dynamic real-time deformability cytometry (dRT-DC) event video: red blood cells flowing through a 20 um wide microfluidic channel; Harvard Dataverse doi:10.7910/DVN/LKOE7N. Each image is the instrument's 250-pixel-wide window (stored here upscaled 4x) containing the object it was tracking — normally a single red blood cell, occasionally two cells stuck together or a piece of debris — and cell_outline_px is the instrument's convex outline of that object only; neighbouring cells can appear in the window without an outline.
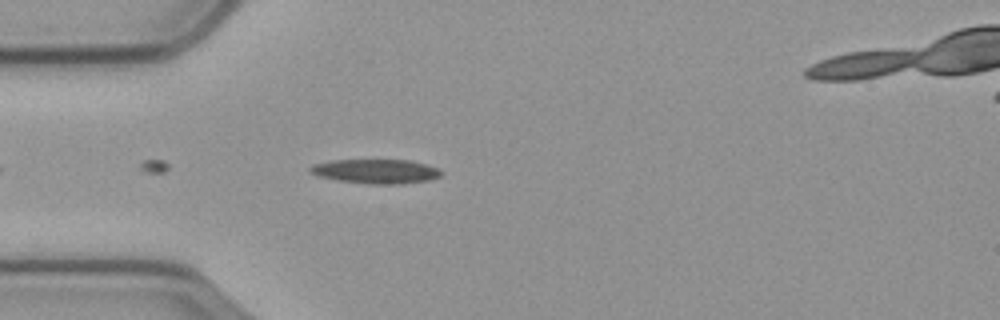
{"species": "common noctule bat (a hibernating species)", "species_latin": "Nyctalus noctula", "temperature_condition": "cold", "stored_images_in_passage": 44, "camera_frame_rate_fps": 3000, "um_per_image_px": 0.085, "animal": {"sex": "male", "body_mass_g": 23.1, "forearm_length_mm": 52.7}, "frame": {"image": 1, "passage_image": 4, "time_ms": 1.0, "image_size_px": [1000, 320], "cell_outline_px": [[444, 172], [440, 176], [428, 180], [400, 184], [372, 184], [340, 180], [320, 176], [308, 172], [308, 168], [312, 164], [332, 160], [412, 160], [440, 168]], "centroid_in_image_um": [31.98, 14.55], "position_along_channel_um": 53.0, "area_um2": 18.61}}